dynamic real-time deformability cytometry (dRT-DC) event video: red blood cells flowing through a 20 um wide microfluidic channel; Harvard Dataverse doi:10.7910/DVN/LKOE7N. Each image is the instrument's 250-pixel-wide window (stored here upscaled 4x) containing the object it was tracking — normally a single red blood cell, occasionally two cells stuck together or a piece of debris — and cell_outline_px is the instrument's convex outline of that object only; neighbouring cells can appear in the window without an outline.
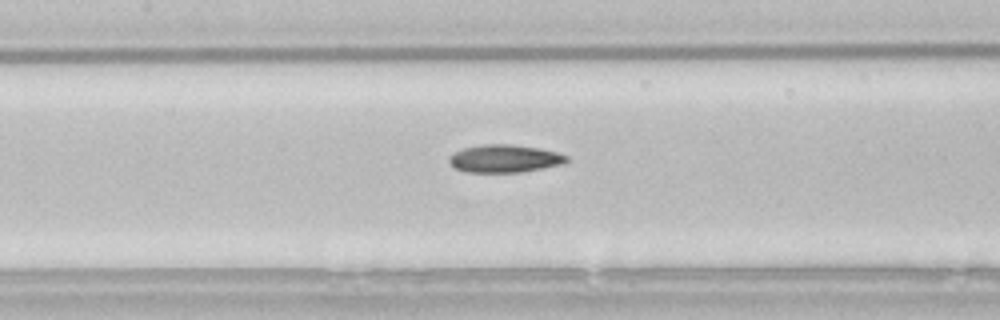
{"species": "common noctule bat (a hibernating species)", "species_latin": "Nyctalus noctula", "temperature_condition": "room temperature", "stored_images_in_passage": 43, "camera_frame_rate_fps": 3000, "um_per_image_px": 0.085, "animal": {"sex": "male", "body_mass_g": 21.5, "forearm_length_mm": 52.0}, "frame": {"image": 1, "passage_image": 13, "time_ms": 4.0, "image_size_px": [1000, 320], "cell_outline_px": [[568, 160], [564, 164], [520, 172], [468, 172], [456, 168], [448, 160], [448, 156], [464, 148], [484, 144], [512, 144], [540, 148], [556, 152], [568, 156]], "centroid_in_image_um": [42.91, 13.47], "position_along_channel_um": 164.5, "area_um2": 18.9}}
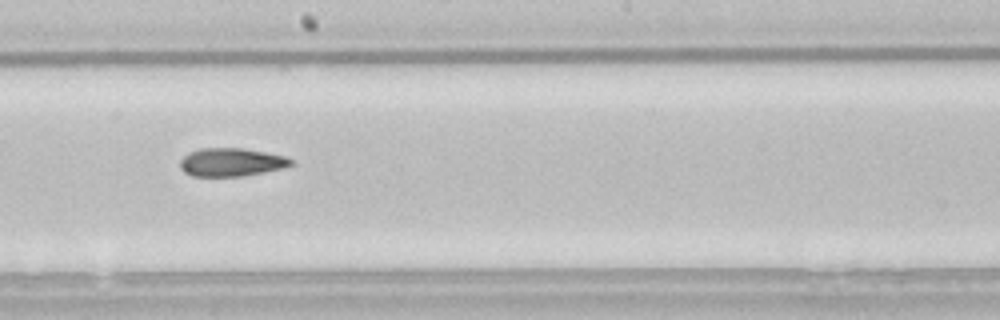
{"frame": {"image": 2, "passage_image": 18, "time_ms": 5.667, "image_size_px": [1000, 320], "cell_outline_px": [[296, 164], [284, 168], [244, 176], [192, 176], [184, 172], [180, 168], [180, 160], [188, 152], [200, 148], [244, 148], [284, 156], [292, 160]], "centroid_in_image_um": [19.66, 13.79], "position_along_channel_um": 228.5, "area_um2": 18.38}}
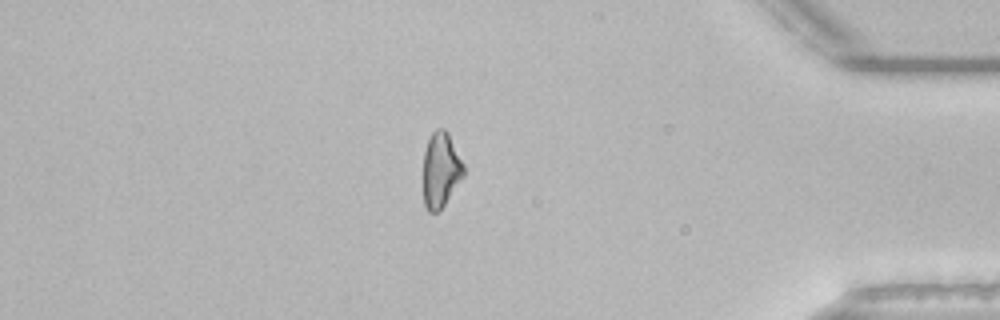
{"frame": {"image": 3, "passage_image": 34, "time_ms": 11.0, "image_size_px": [1000, 320], "cell_outline_px": [[464, 176], [444, 204], [436, 212], [428, 212], [424, 204], [424, 152], [428, 140], [432, 132], [436, 128], [444, 128], [448, 132], [464, 164]], "centroid_in_image_um": [37.47, 14.41], "position_along_channel_um": 397.7, "area_um2": 17.57}}